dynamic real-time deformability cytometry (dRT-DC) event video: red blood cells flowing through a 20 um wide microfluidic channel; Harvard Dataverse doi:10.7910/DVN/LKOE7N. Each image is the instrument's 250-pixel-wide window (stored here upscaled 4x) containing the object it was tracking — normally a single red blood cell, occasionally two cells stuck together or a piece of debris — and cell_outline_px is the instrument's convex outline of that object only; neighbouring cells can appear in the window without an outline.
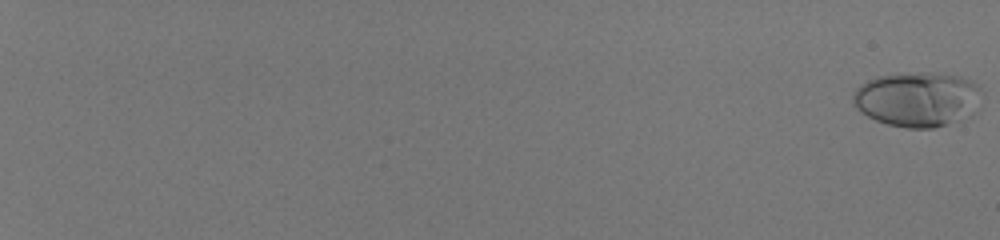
{"species": "human", "species_latin": "Homo sapiens", "temperature_condition": "room temperature", "stored_images_in_passage": 24, "camera_frame_rate_fps": 3000, "um_per_image_px": 0.085, "donor": {"sex": "male"}, "frame": {"image": 1, "passage_image": 1, "time_ms": 0.0, "image_size_px": [1000, 240], "cell_outline_px": [[984, 96], [972, 116], [932, 128], [908, 128], [888, 124], [876, 120], [860, 112], [852, 104], [852, 92], [860, 84], [876, 76], [920, 72], [932, 72], [960, 76], [972, 80], [984, 92]], "centroid_in_image_um": [78.01, 8.42], "position_along_channel_um": 7.0, "area_um2": 41.79}}
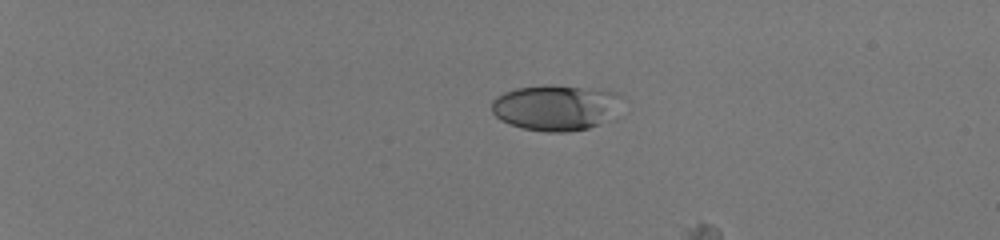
{"frame": {"image": 2, "passage_image": 17, "time_ms": 5.333, "image_size_px": [1000, 240], "cell_outline_px": [[620, 96], [608, 116], [604, 120], [588, 128], [568, 132], [544, 132], [524, 128], [500, 120], [492, 112], [492, 100], [496, 96], [504, 92], [516, 88], [552, 84], [616, 92]], "centroid_in_image_um": [47.1, 9.13], "position_along_channel_um": 37.9, "area_um2": 33.76}}